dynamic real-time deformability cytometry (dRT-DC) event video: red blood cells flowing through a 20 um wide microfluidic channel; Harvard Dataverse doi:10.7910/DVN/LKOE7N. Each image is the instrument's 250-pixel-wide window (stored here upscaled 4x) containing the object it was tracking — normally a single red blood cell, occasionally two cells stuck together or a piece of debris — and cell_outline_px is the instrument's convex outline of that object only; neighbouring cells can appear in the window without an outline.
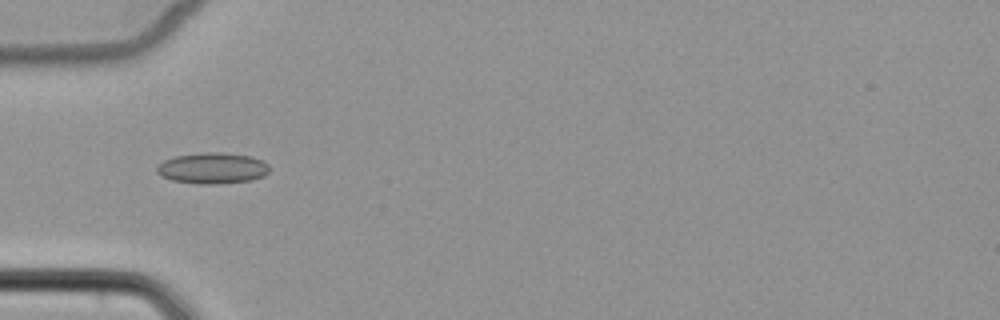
{"species": "common noctule bat (a hibernating species)", "species_latin": "Nyctalus noctula", "temperature_condition": "cold", "stored_images_in_passage": 48, "camera_frame_rate_fps": 3000, "um_per_image_px": 0.085, "animal": {"sex": "female", "body_mass_g": 22.7, "forearm_length_mm": 54.2}, "frame": {"image": 1, "passage_image": 13, "time_ms": 4.0, "image_size_px": [1000, 320], "cell_outline_px": [[268, 172], [264, 176], [252, 180], [216, 184], [200, 184], [172, 180], [160, 176], [156, 172], [156, 168], [164, 160], [176, 156], [204, 152], [224, 152], [252, 156], [268, 164]], "centroid_in_image_um": [18.06, 14.29], "position_along_channel_um": 66.9, "area_um2": 20.4}}
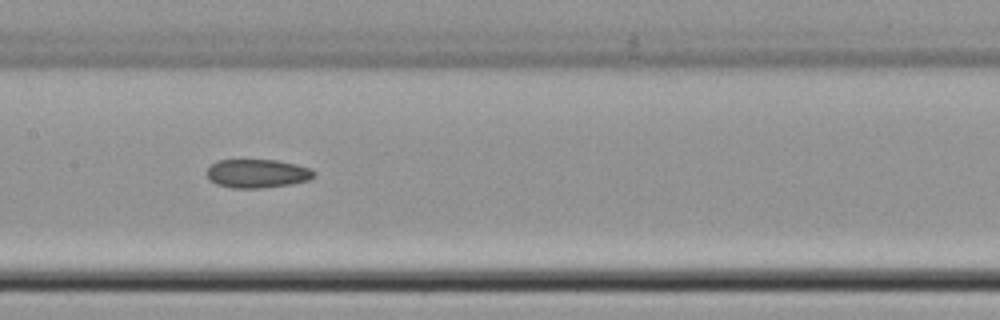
{"frame": {"image": 2, "passage_image": 22, "time_ms": 7.0, "image_size_px": [1000, 320], "cell_outline_px": [[316, 176], [308, 180], [292, 184], [260, 188], [232, 188], [216, 184], [208, 180], [208, 168], [216, 160], [276, 160], [296, 164], [312, 168], [316, 172]], "centroid_in_image_um": [21.9, 14.75], "position_along_channel_um": 185.5, "area_um2": 18.03}}
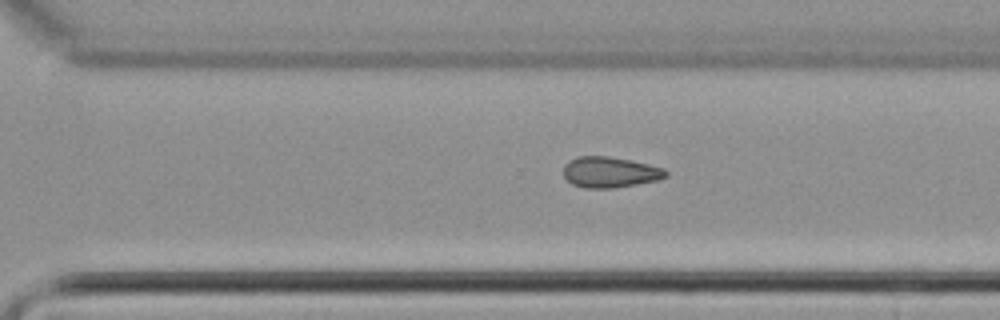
{"frame": {"image": 3, "passage_image": 32, "time_ms": 10.333, "image_size_px": [1000, 320], "cell_outline_px": [[668, 176], [656, 180], [616, 188], [584, 188], [572, 184], [564, 176], [564, 164], [568, 160], [580, 156], [608, 156], [632, 160], [664, 168], [668, 172]], "centroid_in_image_um": [51.84, 14.63], "position_along_channel_um": 318.8, "area_um2": 18.44}}